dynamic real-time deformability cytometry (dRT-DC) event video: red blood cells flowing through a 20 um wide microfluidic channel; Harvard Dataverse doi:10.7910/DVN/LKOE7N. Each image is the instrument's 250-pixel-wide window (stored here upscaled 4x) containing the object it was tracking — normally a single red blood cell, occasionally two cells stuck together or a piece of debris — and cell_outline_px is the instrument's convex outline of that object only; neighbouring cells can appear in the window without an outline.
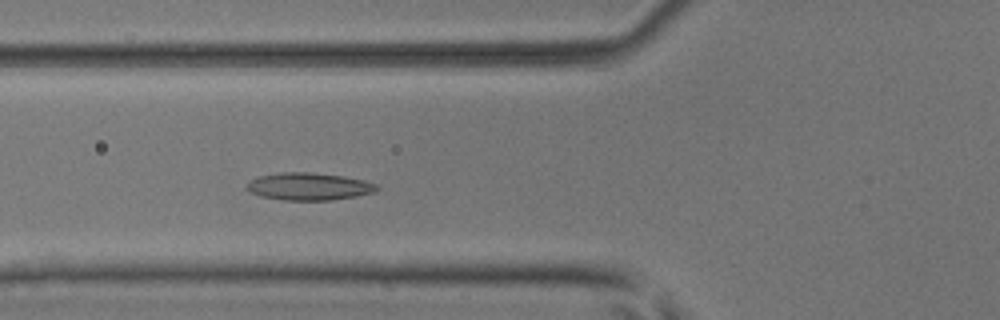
{"species": "common noctule bat (a hibernating species)", "species_latin": "Nyctalus noctula", "temperature_condition": "room temperature", "stored_images_in_passage": 5, "camera_frame_rate_fps": 3000, "um_per_image_px": 0.085, "animal": {"sex": "male", "body_mass_g": 17.9, "forearm_length_mm": 54.2}, "frame": {"image": 1, "passage_image": 5, "time_ms": 1.333, "image_size_px": [1000, 320], "cell_outline_px": [[380, 188], [376, 192], [356, 196], [328, 200], [284, 200], [260, 196], [248, 192], [244, 188], [244, 184], [248, 180], [260, 176], [280, 172], [312, 172], [344, 176], [364, 180], [376, 184]], "centroid_in_image_um": [26.21, 15.84], "position_along_channel_um": 99.6, "area_um2": 21.1}}